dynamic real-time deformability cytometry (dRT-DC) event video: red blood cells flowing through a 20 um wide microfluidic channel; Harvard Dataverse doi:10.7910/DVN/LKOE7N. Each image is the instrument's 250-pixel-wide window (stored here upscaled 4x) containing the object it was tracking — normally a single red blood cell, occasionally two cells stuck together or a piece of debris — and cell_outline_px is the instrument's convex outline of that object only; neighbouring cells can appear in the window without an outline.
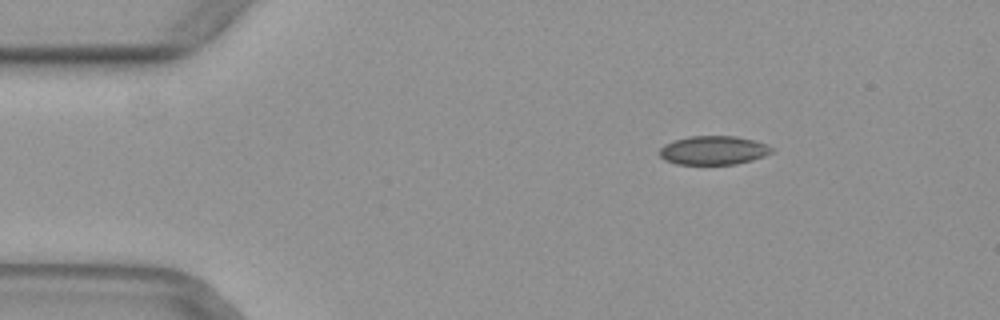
{"species": "common noctule bat (a hibernating species)", "species_latin": "Nyctalus noctula", "temperature_condition": "warm", "stored_images_in_passage": 14, "camera_frame_rate_fps": 3000, "um_per_image_px": 0.085, "animal": {"sex": "female", "body_mass_g": 29.2, "forearm_length_mm": 56.3}, "frame": {"image": 1, "passage_image": 7, "time_ms": 2.0, "image_size_px": [1000, 320], "cell_outline_px": [[772, 152], [764, 156], [752, 160], [736, 164], [676, 164], [664, 160], [660, 156], [660, 148], [664, 144], [672, 140], [688, 136], [736, 136], [752, 140], [764, 144], [772, 148]], "centroid_in_image_um": [60.59, 12.77], "position_along_channel_um": 24.4, "area_um2": 18.79}}